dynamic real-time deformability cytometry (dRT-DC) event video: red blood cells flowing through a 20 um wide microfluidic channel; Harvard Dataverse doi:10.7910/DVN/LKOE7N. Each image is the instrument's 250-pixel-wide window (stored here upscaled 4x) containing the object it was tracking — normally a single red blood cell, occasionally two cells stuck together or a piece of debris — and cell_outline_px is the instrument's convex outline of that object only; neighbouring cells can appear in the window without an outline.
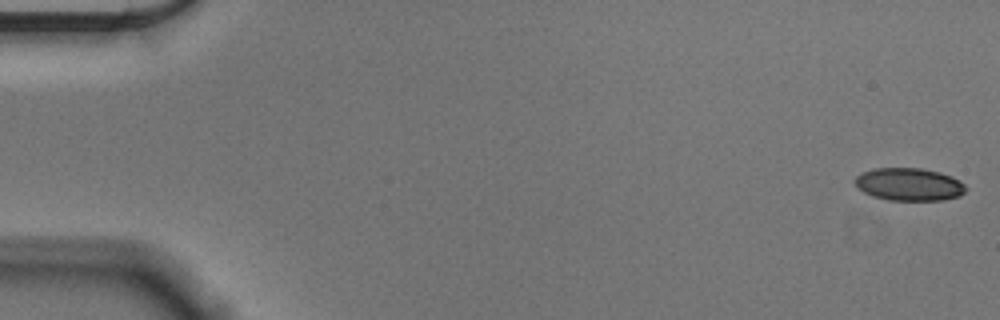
{"species": "Egyptian fruit bat (a non-hibernating species)", "species_latin": "Rousettus aegyptiacus", "temperature_condition": "cold", "stored_images_in_passage": 55, "camera_frame_rate_fps": 3000, "um_per_image_px": 0.085, "animal": {"sex": "male"}, "frame": {"image": 1, "passage_image": 1, "time_ms": 0.0, "image_size_px": [1000, 320], "cell_outline_px": [[968, 188], [960, 196], [944, 200], [888, 200], [872, 196], [856, 188], [852, 180], [860, 172], [872, 168], [920, 168], [940, 172], [952, 176], [960, 180]], "centroid_in_image_um": [77.24, 15.66], "position_along_channel_um": 7.8, "area_um2": 21.56}}
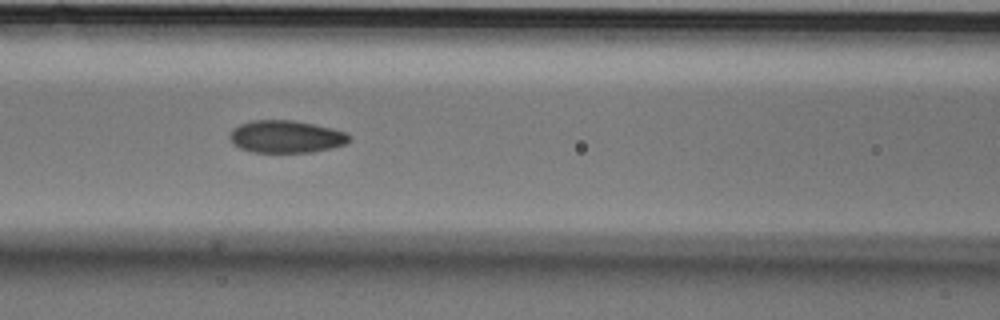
{"frame": {"image": 2, "passage_image": 24, "time_ms": 7.667, "image_size_px": [1000, 320], "cell_outline_px": [[352, 136], [348, 144], [332, 148], [312, 152], [252, 152], [240, 148], [232, 144], [228, 136], [232, 128], [240, 124], [252, 120], [292, 120], [332, 128], [344, 132]], "centroid_in_image_um": [24.3, 11.62], "position_along_channel_um": 142.3, "area_um2": 22.77}}
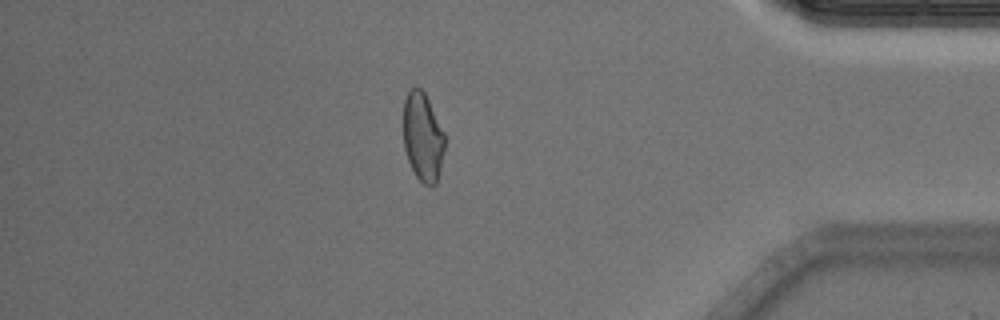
{"frame": {"image": 3, "passage_image": 48, "time_ms": 15.667, "image_size_px": [1000, 320], "cell_outline_px": [[444, 148], [440, 168], [436, 184], [432, 188], [424, 184], [416, 176], [408, 160], [404, 148], [404, 100], [408, 92], [412, 88], [420, 88], [424, 92], [444, 132]], "centroid_in_image_um": [35.93, 11.67], "position_along_channel_um": 399.3, "area_um2": 21.1}, "authors_computed_cell_mechanics": {"area_um2": 22.4842, "velocity_mm_per_s": 3.6202, "shape_relaxation_time_tau1_ms": 5.6051, "shape_relaxation_time_tau2_ms": 1.8043, "deformation_change_tau1": 0.1272, "deformation_change_tau2": 0.0597}}